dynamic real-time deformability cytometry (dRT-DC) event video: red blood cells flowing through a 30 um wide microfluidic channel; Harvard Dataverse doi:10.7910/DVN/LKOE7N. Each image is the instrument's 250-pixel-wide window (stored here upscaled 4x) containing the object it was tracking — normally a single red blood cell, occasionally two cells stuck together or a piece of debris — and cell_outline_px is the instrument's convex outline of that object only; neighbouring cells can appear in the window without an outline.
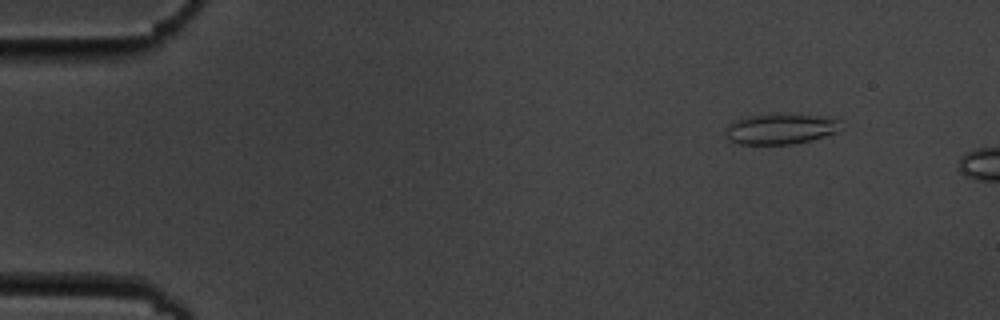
{"species": "common noctule bat (a hibernating species)", "species_latin": "Nyctalus noctula", "temperature_condition": "cold", "stored_images_in_passage": 6, "camera_frame_rate_fps": 3000, "um_per_image_px": 0.085, "animal": {"sex": "male", "body_mass_g": 19.5, "forearm_length_mm": 54.6}, "frame": {"image": 1, "passage_image": 2, "time_ms": 1.0, "image_size_px": [1000, 320], "cell_outline_px": [[840, 132], [792, 144], [740, 144], [728, 140], [724, 128], [732, 120], [752, 116], [828, 116], [840, 120]], "centroid_in_image_um": [66.33, 10.99], "position_along_channel_um": 18.7, "area_um2": 20.0}}